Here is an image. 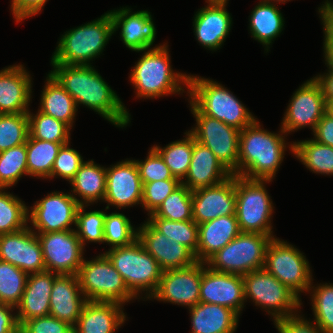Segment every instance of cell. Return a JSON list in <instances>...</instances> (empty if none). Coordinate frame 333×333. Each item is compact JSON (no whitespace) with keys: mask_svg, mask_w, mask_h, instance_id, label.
<instances>
[{"mask_svg":"<svg viewBox=\"0 0 333 333\" xmlns=\"http://www.w3.org/2000/svg\"><path fill=\"white\" fill-rule=\"evenodd\" d=\"M50 75L73 97L76 105L83 104L117 127L130 122V114L120 98L92 65L51 63Z\"/></svg>","mask_w":333,"mask_h":333,"instance_id":"cell-1","label":"cell"},{"mask_svg":"<svg viewBox=\"0 0 333 333\" xmlns=\"http://www.w3.org/2000/svg\"><path fill=\"white\" fill-rule=\"evenodd\" d=\"M285 137L260 128L259 121L240 131L238 176L252 180H271L283 161Z\"/></svg>","mask_w":333,"mask_h":333,"instance_id":"cell-2","label":"cell"},{"mask_svg":"<svg viewBox=\"0 0 333 333\" xmlns=\"http://www.w3.org/2000/svg\"><path fill=\"white\" fill-rule=\"evenodd\" d=\"M188 79L189 75L175 73L171 68L166 44L144 50L130 75L137 96L146 99L184 92L181 85L188 87Z\"/></svg>","mask_w":333,"mask_h":333,"instance_id":"cell-3","label":"cell"},{"mask_svg":"<svg viewBox=\"0 0 333 333\" xmlns=\"http://www.w3.org/2000/svg\"><path fill=\"white\" fill-rule=\"evenodd\" d=\"M187 88L190 102L204 115L240 131L256 120L241 101L216 81L189 75Z\"/></svg>","mask_w":333,"mask_h":333,"instance_id":"cell-4","label":"cell"},{"mask_svg":"<svg viewBox=\"0 0 333 333\" xmlns=\"http://www.w3.org/2000/svg\"><path fill=\"white\" fill-rule=\"evenodd\" d=\"M113 33L110 12L100 18L66 31L61 36L51 63L90 65L99 56Z\"/></svg>","mask_w":333,"mask_h":333,"instance_id":"cell-5","label":"cell"},{"mask_svg":"<svg viewBox=\"0 0 333 333\" xmlns=\"http://www.w3.org/2000/svg\"><path fill=\"white\" fill-rule=\"evenodd\" d=\"M105 254L136 297L139 292L147 291L149 299L157 291L163 270L138 239L128 246L111 248Z\"/></svg>","mask_w":333,"mask_h":333,"instance_id":"cell-6","label":"cell"},{"mask_svg":"<svg viewBox=\"0 0 333 333\" xmlns=\"http://www.w3.org/2000/svg\"><path fill=\"white\" fill-rule=\"evenodd\" d=\"M274 238L255 232H240L230 243L218 250L206 264L212 270L244 276L264 268L267 246Z\"/></svg>","mask_w":333,"mask_h":333,"instance_id":"cell-7","label":"cell"},{"mask_svg":"<svg viewBox=\"0 0 333 333\" xmlns=\"http://www.w3.org/2000/svg\"><path fill=\"white\" fill-rule=\"evenodd\" d=\"M77 276L88 301L124 304L136 298L105 253L93 260H83Z\"/></svg>","mask_w":333,"mask_h":333,"instance_id":"cell-8","label":"cell"},{"mask_svg":"<svg viewBox=\"0 0 333 333\" xmlns=\"http://www.w3.org/2000/svg\"><path fill=\"white\" fill-rule=\"evenodd\" d=\"M265 182L271 180H252L235 175L236 217L240 232L273 235V204Z\"/></svg>","mask_w":333,"mask_h":333,"instance_id":"cell-9","label":"cell"},{"mask_svg":"<svg viewBox=\"0 0 333 333\" xmlns=\"http://www.w3.org/2000/svg\"><path fill=\"white\" fill-rule=\"evenodd\" d=\"M242 277L245 300L251 298L255 305L266 308L274 317V322L297 315L294 311H298L302 304L300 298L264 268Z\"/></svg>","mask_w":333,"mask_h":333,"instance_id":"cell-10","label":"cell"},{"mask_svg":"<svg viewBox=\"0 0 333 333\" xmlns=\"http://www.w3.org/2000/svg\"><path fill=\"white\" fill-rule=\"evenodd\" d=\"M264 269L298 297L312 285L310 265L303 253L276 237L267 246Z\"/></svg>","mask_w":333,"mask_h":333,"instance_id":"cell-11","label":"cell"},{"mask_svg":"<svg viewBox=\"0 0 333 333\" xmlns=\"http://www.w3.org/2000/svg\"><path fill=\"white\" fill-rule=\"evenodd\" d=\"M189 103L197 124L189 131L195 141L209 148L233 175L238 176L240 130L204 115L191 102Z\"/></svg>","mask_w":333,"mask_h":333,"instance_id":"cell-12","label":"cell"},{"mask_svg":"<svg viewBox=\"0 0 333 333\" xmlns=\"http://www.w3.org/2000/svg\"><path fill=\"white\" fill-rule=\"evenodd\" d=\"M46 271L77 275L83 263L84 247L74 230L37 233Z\"/></svg>","mask_w":333,"mask_h":333,"instance_id":"cell-13","label":"cell"},{"mask_svg":"<svg viewBox=\"0 0 333 333\" xmlns=\"http://www.w3.org/2000/svg\"><path fill=\"white\" fill-rule=\"evenodd\" d=\"M287 111L283 117L281 133L311 126L314 131L317 123L327 112V103L320 83L315 77L307 80L292 95Z\"/></svg>","mask_w":333,"mask_h":333,"instance_id":"cell-14","label":"cell"},{"mask_svg":"<svg viewBox=\"0 0 333 333\" xmlns=\"http://www.w3.org/2000/svg\"><path fill=\"white\" fill-rule=\"evenodd\" d=\"M79 205L72 194L55 191L35 202L28 220L38 233L74 230L70 225L75 224Z\"/></svg>","mask_w":333,"mask_h":333,"instance_id":"cell-15","label":"cell"},{"mask_svg":"<svg viewBox=\"0 0 333 333\" xmlns=\"http://www.w3.org/2000/svg\"><path fill=\"white\" fill-rule=\"evenodd\" d=\"M0 260L29 274L46 271L37 231L31 227L0 235Z\"/></svg>","mask_w":333,"mask_h":333,"instance_id":"cell-16","label":"cell"},{"mask_svg":"<svg viewBox=\"0 0 333 333\" xmlns=\"http://www.w3.org/2000/svg\"><path fill=\"white\" fill-rule=\"evenodd\" d=\"M202 262L163 271L157 291L150 297L191 308L200 302Z\"/></svg>","mask_w":333,"mask_h":333,"instance_id":"cell-17","label":"cell"},{"mask_svg":"<svg viewBox=\"0 0 333 333\" xmlns=\"http://www.w3.org/2000/svg\"><path fill=\"white\" fill-rule=\"evenodd\" d=\"M205 266L206 262H202L200 302L222 305L240 315L245 302L243 277Z\"/></svg>","mask_w":333,"mask_h":333,"instance_id":"cell-18","label":"cell"},{"mask_svg":"<svg viewBox=\"0 0 333 333\" xmlns=\"http://www.w3.org/2000/svg\"><path fill=\"white\" fill-rule=\"evenodd\" d=\"M143 183L135 160H125L106 168V191L103 201L117 208L140 204Z\"/></svg>","mask_w":333,"mask_h":333,"instance_id":"cell-19","label":"cell"},{"mask_svg":"<svg viewBox=\"0 0 333 333\" xmlns=\"http://www.w3.org/2000/svg\"><path fill=\"white\" fill-rule=\"evenodd\" d=\"M236 214L235 175L220 184L192 191V219L199 225Z\"/></svg>","mask_w":333,"mask_h":333,"instance_id":"cell-20","label":"cell"},{"mask_svg":"<svg viewBox=\"0 0 333 333\" xmlns=\"http://www.w3.org/2000/svg\"><path fill=\"white\" fill-rule=\"evenodd\" d=\"M137 230V239L163 271L186 268L197 262L187 247L161 234L148 221Z\"/></svg>","mask_w":333,"mask_h":333,"instance_id":"cell-21","label":"cell"},{"mask_svg":"<svg viewBox=\"0 0 333 333\" xmlns=\"http://www.w3.org/2000/svg\"><path fill=\"white\" fill-rule=\"evenodd\" d=\"M130 8L110 11L113 33L121 28V39L129 49L141 52L151 49L156 37L152 16L147 10L131 13Z\"/></svg>","mask_w":333,"mask_h":333,"instance_id":"cell-22","label":"cell"},{"mask_svg":"<svg viewBox=\"0 0 333 333\" xmlns=\"http://www.w3.org/2000/svg\"><path fill=\"white\" fill-rule=\"evenodd\" d=\"M208 5L194 15V34L198 42L209 50H218L227 38L232 18L227 2H207Z\"/></svg>","mask_w":333,"mask_h":333,"instance_id":"cell-23","label":"cell"},{"mask_svg":"<svg viewBox=\"0 0 333 333\" xmlns=\"http://www.w3.org/2000/svg\"><path fill=\"white\" fill-rule=\"evenodd\" d=\"M87 301L77 275H57L51 290L49 315L74 327Z\"/></svg>","mask_w":333,"mask_h":333,"instance_id":"cell-24","label":"cell"},{"mask_svg":"<svg viewBox=\"0 0 333 333\" xmlns=\"http://www.w3.org/2000/svg\"><path fill=\"white\" fill-rule=\"evenodd\" d=\"M32 82L22 65L0 70V114L27 113Z\"/></svg>","mask_w":333,"mask_h":333,"instance_id":"cell-25","label":"cell"},{"mask_svg":"<svg viewBox=\"0 0 333 333\" xmlns=\"http://www.w3.org/2000/svg\"><path fill=\"white\" fill-rule=\"evenodd\" d=\"M57 275L51 271L28 275L23 296L16 306L19 327L27 320L49 315L51 290Z\"/></svg>","mask_w":333,"mask_h":333,"instance_id":"cell-26","label":"cell"},{"mask_svg":"<svg viewBox=\"0 0 333 333\" xmlns=\"http://www.w3.org/2000/svg\"><path fill=\"white\" fill-rule=\"evenodd\" d=\"M233 174L217 159L214 153L204 145L195 141L188 174L181 183L191 191L211 187L222 183Z\"/></svg>","mask_w":333,"mask_h":333,"instance_id":"cell-27","label":"cell"},{"mask_svg":"<svg viewBox=\"0 0 333 333\" xmlns=\"http://www.w3.org/2000/svg\"><path fill=\"white\" fill-rule=\"evenodd\" d=\"M122 306L116 302L87 301L73 333H114L126 319Z\"/></svg>","mask_w":333,"mask_h":333,"instance_id":"cell-28","label":"cell"},{"mask_svg":"<svg viewBox=\"0 0 333 333\" xmlns=\"http://www.w3.org/2000/svg\"><path fill=\"white\" fill-rule=\"evenodd\" d=\"M240 233L236 214L220 216L198 225L197 261L206 262Z\"/></svg>","mask_w":333,"mask_h":333,"instance_id":"cell-29","label":"cell"},{"mask_svg":"<svg viewBox=\"0 0 333 333\" xmlns=\"http://www.w3.org/2000/svg\"><path fill=\"white\" fill-rule=\"evenodd\" d=\"M189 311L191 333H233L237 329L239 315L228 307L199 302Z\"/></svg>","mask_w":333,"mask_h":333,"instance_id":"cell-30","label":"cell"},{"mask_svg":"<svg viewBox=\"0 0 333 333\" xmlns=\"http://www.w3.org/2000/svg\"><path fill=\"white\" fill-rule=\"evenodd\" d=\"M70 183L75 193L72 196L80 205H89L101 199L103 201L106 191V168L95 164L93 160L84 161ZM76 194L82 200L77 199Z\"/></svg>","mask_w":333,"mask_h":333,"instance_id":"cell-31","label":"cell"},{"mask_svg":"<svg viewBox=\"0 0 333 333\" xmlns=\"http://www.w3.org/2000/svg\"><path fill=\"white\" fill-rule=\"evenodd\" d=\"M41 95L40 109L42 113L67 124L70 128L74 123L77 107L73 97L50 75Z\"/></svg>","mask_w":333,"mask_h":333,"instance_id":"cell-32","label":"cell"},{"mask_svg":"<svg viewBox=\"0 0 333 333\" xmlns=\"http://www.w3.org/2000/svg\"><path fill=\"white\" fill-rule=\"evenodd\" d=\"M251 36L269 49L272 41L280 35L284 27V19L274 3L262 2L251 12L249 20Z\"/></svg>","mask_w":333,"mask_h":333,"instance_id":"cell-33","label":"cell"},{"mask_svg":"<svg viewBox=\"0 0 333 333\" xmlns=\"http://www.w3.org/2000/svg\"><path fill=\"white\" fill-rule=\"evenodd\" d=\"M63 144L33 138L26 141L28 175L51 178L52 167Z\"/></svg>","mask_w":333,"mask_h":333,"instance_id":"cell-34","label":"cell"},{"mask_svg":"<svg viewBox=\"0 0 333 333\" xmlns=\"http://www.w3.org/2000/svg\"><path fill=\"white\" fill-rule=\"evenodd\" d=\"M294 155L314 173L333 175V147L311 140L293 142Z\"/></svg>","mask_w":333,"mask_h":333,"instance_id":"cell-35","label":"cell"},{"mask_svg":"<svg viewBox=\"0 0 333 333\" xmlns=\"http://www.w3.org/2000/svg\"><path fill=\"white\" fill-rule=\"evenodd\" d=\"M185 134L186 138L172 142L166 147L161 148L158 145L152 147L180 182L188 174L193 151V135L189 131Z\"/></svg>","mask_w":333,"mask_h":333,"instance_id":"cell-36","label":"cell"},{"mask_svg":"<svg viewBox=\"0 0 333 333\" xmlns=\"http://www.w3.org/2000/svg\"><path fill=\"white\" fill-rule=\"evenodd\" d=\"M148 222L161 234L187 247L197 261L198 224L194 220L170 221L163 218H149Z\"/></svg>","mask_w":333,"mask_h":333,"instance_id":"cell-37","label":"cell"},{"mask_svg":"<svg viewBox=\"0 0 333 333\" xmlns=\"http://www.w3.org/2000/svg\"><path fill=\"white\" fill-rule=\"evenodd\" d=\"M149 216V218H163L170 221L193 220L192 191L181 183Z\"/></svg>","mask_w":333,"mask_h":333,"instance_id":"cell-38","label":"cell"},{"mask_svg":"<svg viewBox=\"0 0 333 333\" xmlns=\"http://www.w3.org/2000/svg\"><path fill=\"white\" fill-rule=\"evenodd\" d=\"M29 118V134L38 140L67 144L70 139V127L60 120L48 116L38 110L36 115L27 112Z\"/></svg>","mask_w":333,"mask_h":333,"instance_id":"cell-39","label":"cell"},{"mask_svg":"<svg viewBox=\"0 0 333 333\" xmlns=\"http://www.w3.org/2000/svg\"><path fill=\"white\" fill-rule=\"evenodd\" d=\"M28 211L27 206L18 197L0 188V235L27 227Z\"/></svg>","mask_w":333,"mask_h":333,"instance_id":"cell-40","label":"cell"},{"mask_svg":"<svg viewBox=\"0 0 333 333\" xmlns=\"http://www.w3.org/2000/svg\"><path fill=\"white\" fill-rule=\"evenodd\" d=\"M28 274L9 262L0 260V303L15 307L19 304Z\"/></svg>","mask_w":333,"mask_h":333,"instance_id":"cell-41","label":"cell"},{"mask_svg":"<svg viewBox=\"0 0 333 333\" xmlns=\"http://www.w3.org/2000/svg\"><path fill=\"white\" fill-rule=\"evenodd\" d=\"M23 174L28 175L26 143L0 152V188L12 187Z\"/></svg>","mask_w":333,"mask_h":333,"instance_id":"cell-42","label":"cell"},{"mask_svg":"<svg viewBox=\"0 0 333 333\" xmlns=\"http://www.w3.org/2000/svg\"><path fill=\"white\" fill-rule=\"evenodd\" d=\"M28 137L27 113L0 114V152L26 143Z\"/></svg>","mask_w":333,"mask_h":333,"instance_id":"cell-43","label":"cell"},{"mask_svg":"<svg viewBox=\"0 0 333 333\" xmlns=\"http://www.w3.org/2000/svg\"><path fill=\"white\" fill-rule=\"evenodd\" d=\"M103 232L104 242L111 244V248L128 246L138 238V230L124 214L118 212H105Z\"/></svg>","mask_w":333,"mask_h":333,"instance_id":"cell-44","label":"cell"},{"mask_svg":"<svg viewBox=\"0 0 333 333\" xmlns=\"http://www.w3.org/2000/svg\"><path fill=\"white\" fill-rule=\"evenodd\" d=\"M85 206L88 205H79L78 207L75 221L77 230L74 231L83 247L85 241L103 243L105 212L100 210L85 212Z\"/></svg>","mask_w":333,"mask_h":333,"instance_id":"cell-45","label":"cell"},{"mask_svg":"<svg viewBox=\"0 0 333 333\" xmlns=\"http://www.w3.org/2000/svg\"><path fill=\"white\" fill-rule=\"evenodd\" d=\"M312 289V309L314 312L315 324L324 333H333V284H321Z\"/></svg>","mask_w":333,"mask_h":333,"instance_id":"cell-46","label":"cell"},{"mask_svg":"<svg viewBox=\"0 0 333 333\" xmlns=\"http://www.w3.org/2000/svg\"><path fill=\"white\" fill-rule=\"evenodd\" d=\"M180 184L178 179L157 180L143 184L141 204L149 212L148 215L153 214Z\"/></svg>","mask_w":333,"mask_h":333,"instance_id":"cell-47","label":"cell"},{"mask_svg":"<svg viewBox=\"0 0 333 333\" xmlns=\"http://www.w3.org/2000/svg\"><path fill=\"white\" fill-rule=\"evenodd\" d=\"M135 162L143 184L157 180L177 179L172 175L162 157L152 147L145 161L135 160Z\"/></svg>","mask_w":333,"mask_h":333,"instance_id":"cell-48","label":"cell"},{"mask_svg":"<svg viewBox=\"0 0 333 333\" xmlns=\"http://www.w3.org/2000/svg\"><path fill=\"white\" fill-rule=\"evenodd\" d=\"M83 162V158L79 152L70 148L69 143L64 144L61 146L54 161L51 178L59 176L70 182Z\"/></svg>","mask_w":333,"mask_h":333,"instance_id":"cell-49","label":"cell"},{"mask_svg":"<svg viewBox=\"0 0 333 333\" xmlns=\"http://www.w3.org/2000/svg\"><path fill=\"white\" fill-rule=\"evenodd\" d=\"M19 333H73V326L48 315L25 321L19 327Z\"/></svg>","mask_w":333,"mask_h":333,"instance_id":"cell-50","label":"cell"},{"mask_svg":"<svg viewBox=\"0 0 333 333\" xmlns=\"http://www.w3.org/2000/svg\"><path fill=\"white\" fill-rule=\"evenodd\" d=\"M324 25V57L328 71H333V3L326 1L323 6L318 8Z\"/></svg>","mask_w":333,"mask_h":333,"instance_id":"cell-51","label":"cell"},{"mask_svg":"<svg viewBox=\"0 0 333 333\" xmlns=\"http://www.w3.org/2000/svg\"><path fill=\"white\" fill-rule=\"evenodd\" d=\"M279 333H324L315 323L305 320L299 314L275 321Z\"/></svg>","mask_w":333,"mask_h":333,"instance_id":"cell-52","label":"cell"},{"mask_svg":"<svg viewBox=\"0 0 333 333\" xmlns=\"http://www.w3.org/2000/svg\"><path fill=\"white\" fill-rule=\"evenodd\" d=\"M47 0H12L11 9L16 22L38 14Z\"/></svg>","mask_w":333,"mask_h":333,"instance_id":"cell-53","label":"cell"},{"mask_svg":"<svg viewBox=\"0 0 333 333\" xmlns=\"http://www.w3.org/2000/svg\"><path fill=\"white\" fill-rule=\"evenodd\" d=\"M314 140L333 147V117L325 113L314 129Z\"/></svg>","mask_w":333,"mask_h":333,"instance_id":"cell-54","label":"cell"},{"mask_svg":"<svg viewBox=\"0 0 333 333\" xmlns=\"http://www.w3.org/2000/svg\"><path fill=\"white\" fill-rule=\"evenodd\" d=\"M14 308L0 303V333H19L16 315L11 314L15 310Z\"/></svg>","mask_w":333,"mask_h":333,"instance_id":"cell-55","label":"cell"},{"mask_svg":"<svg viewBox=\"0 0 333 333\" xmlns=\"http://www.w3.org/2000/svg\"><path fill=\"white\" fill-rule=\"evenodd\" d=\"M326 75L316 76L315 79L320 83L326 103L333 101V71H328Z\"/></svg>","mask_w":333,"mask_h":333,"instance_id":"cell-56","label":"cell"},{"mask_svg":"<svg viewBox=\"0 0 333 333\" xmlns=\"http://www.w3.org/2000/svg\"><path fill=\"white\" fill-rule=\"evenodd\" d=\"M327 113L333 117V101L327 104Z\"/></svg>","mask_w":333,"mask_h":333,"instance_id":"cell-57","label":"cell"},{"mask_svg":"<svg viewBox=\"0 0 333 333\" xmlns=\"http://www.w3.org/2000/svg\"><path fill=\"white\" fill-rule=\"evenodd\" d=\"M270 1H271V3H273L272 1H274V2H279V3H285L286 1H290V0H262V2H268V3H270Z\"/></svg>","mask_w":333,"mask_h":333,"instance_id":"cell-58","label":"cell"},{"mask_svg":"<svg viewBox=\"0 0 333 333\" xmlns=\"http://www.w3.org/2000/svg\"><path fill=\"white\" fill-rule=\"evenodd\" d=\"M228 0H207V2H227Z\"/></svg>","mask_w":333,"mask_h":333,"instance_id":"cell-59","label":"cell"}]
</instances>
